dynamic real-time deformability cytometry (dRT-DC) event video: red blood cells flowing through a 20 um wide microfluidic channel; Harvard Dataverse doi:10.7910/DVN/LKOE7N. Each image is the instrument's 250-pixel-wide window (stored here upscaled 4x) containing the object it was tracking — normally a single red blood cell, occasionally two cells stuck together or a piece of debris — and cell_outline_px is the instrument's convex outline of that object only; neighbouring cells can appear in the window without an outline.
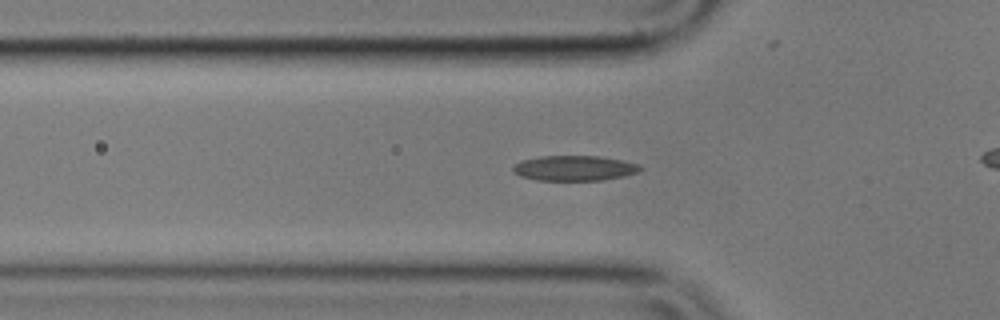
{"species": "common noctule bat (a hibernating species)", "species_latin": "Nyctalus noctula", "temperature_condition": "cold", "stored_images_in_passage": 31, "camera_frame_rate_fps": 3000, "um_per_image_px": 0.085, "animal": {"sex": "male", "body_mass_g": 17.9}, "frame": {"image": 1, "passage_image": 3, "time_ms": 0.667, "image_size_px": [1000, 320], "cell_outline_px": [[644, 168], [636, 172], [624, 176], [600, 180], [536, 180], [520, 176], [512, 172], [512, 168], [520, 160], [540, 156], [600, 156], [640, 164]], "centroid_in_image_um": [48.79, 14.29], "position_along_channel_um": 77.0, "area_um2": 18.67}}
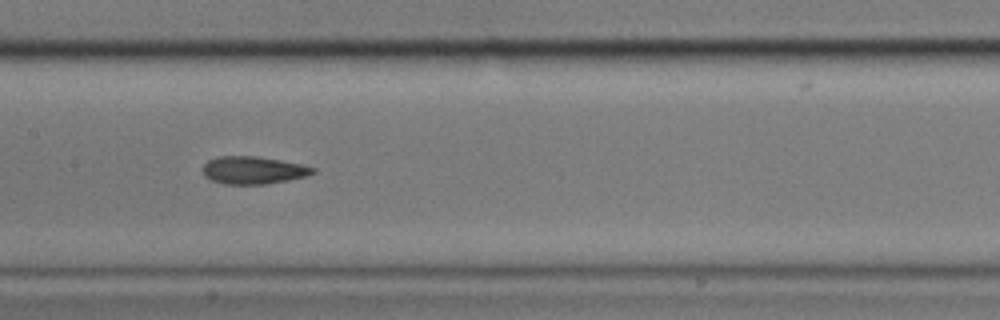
{"frame": {"image": 2, "passage_image": 12, "time_ms": 3.667, "image_size_px": [1000, 320], "cell_outline_px": [[316, 172], [304, 176], [288, 180], [268, 184], [224, 184], [212, 180], [204, 176], [204, 164], [208, 160], [220, 156], [256, 156], [304, 164], [316, 168]], "centroid_in_image_um": [21.55, 14.46], "position_along_channel_um": 185.9, "area_um2": 17.69}}
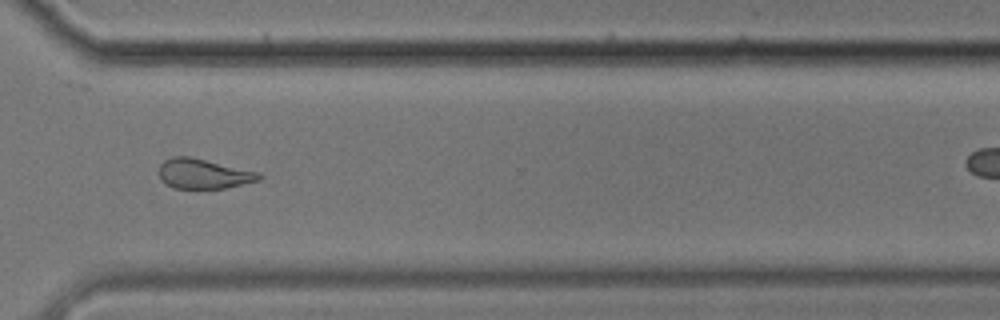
{"frame": {"image": 3, "passage_image": 26, "time_ms": 8.333, "image_size_px": [1000, 320], "cell_outline_px": [[264, 176], [260, 180], [224, 188], [172, 188], [160, 180], [160, 164], [164, 160], [172, 156], [188, 156], [260, 172]], "centroid_in_image_um": [17.3, 14.77], "position_along_channel_um": 353.3, "area_um2": 17.4}}